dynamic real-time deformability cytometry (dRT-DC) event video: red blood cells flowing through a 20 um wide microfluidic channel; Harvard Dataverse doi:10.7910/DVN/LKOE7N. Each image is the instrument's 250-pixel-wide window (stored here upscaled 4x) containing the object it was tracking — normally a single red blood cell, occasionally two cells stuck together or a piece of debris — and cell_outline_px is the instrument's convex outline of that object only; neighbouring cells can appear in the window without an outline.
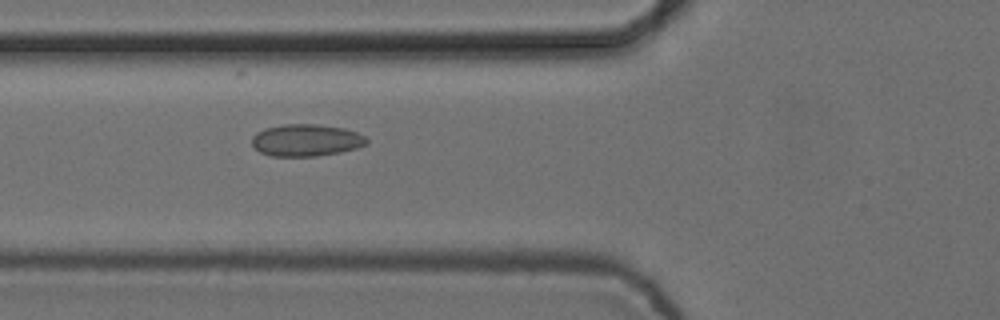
{"species": "common noctule bat (a hibernating species)", "species_latin": "Nyctalus noctula", "temperature_condition": "cold", "stored_images_in_passage": 6, "camera_frame_rate_fps": 3000, "um_per_image_px": 0.085, "animal": {"sex": "female", "body_mass_g": 24.6, "forearm_length_mm": 56.2}, "frame": {"image": 1, "passage_image": 6, "time_ms": 1.667, "image_size_px": [1000, 320], "cell_outline_px": [[368, 144], [356, 148], [340, 152], [316, 156], [272, 156], [260, 152], [252, 144], [252, 136], [256, 132], [264, 128], [284, 124], [316, 124], [344, 128], [356, 132], [364, 136], [368, 140]], "centroid_in_image_um": [26.01, 11.91], "position_along_channel_um": 99.8, "area_um2": 21.44}}